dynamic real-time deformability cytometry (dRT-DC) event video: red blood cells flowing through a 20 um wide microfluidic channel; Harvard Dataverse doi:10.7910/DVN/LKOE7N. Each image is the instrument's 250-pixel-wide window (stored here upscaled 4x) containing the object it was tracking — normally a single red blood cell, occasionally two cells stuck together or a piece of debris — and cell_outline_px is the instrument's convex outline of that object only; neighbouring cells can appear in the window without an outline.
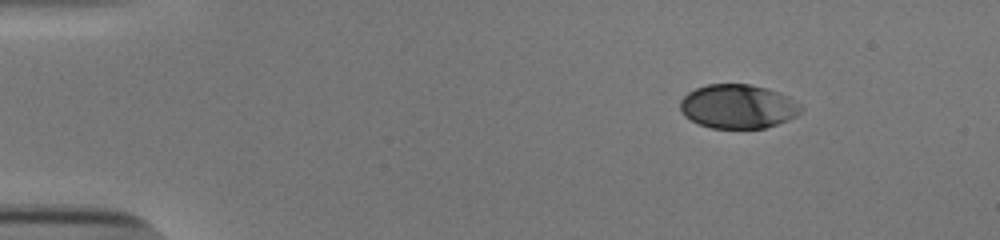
{"species": "human", "species_latin": "Homo sapiens", "temperature_condition": "cold", "stored_images_in_passage": 47, "camera_frame_rate_fps": 3000, "um_per_image_px": 0.085, "donor": {"sex": "male"}, "frame": {"image": 1, "passage_image": 1, "time_ms": 0.0, "image_size_px": [1000, 240], "cell_outline_px": [[804, 108], [796, 116], [788, 120], [764, 128], [712, 128], [700, 124], [684, 116], [680, 108], [680, 100], [688, 92], [696, 88], [708, 84], [748, 84], [768, 88], [788, 96], [800, 104]], "centroid_in_image_um": [62.73, 9.04], "position_along_channel_um": 22.3, "area_um2": 30.98}}
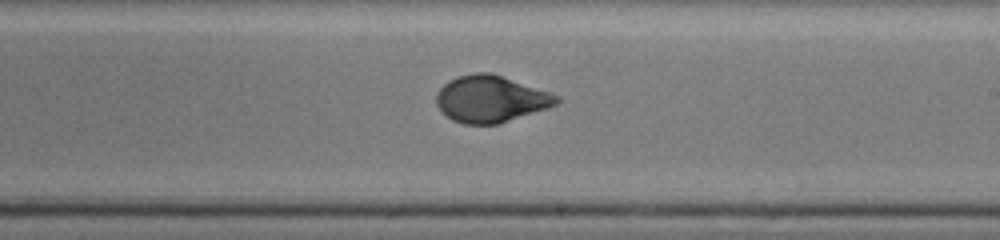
{"frame": {"image": 2, "passage_image": 26, "time_ms": 8.333, "image_size_px": [1000, 240], "cell_outline_px": [[560, 100], [556, 104], [548, 108], [500, 124], [464, 124], [452, 120], [436, 104], [436, 92], [448, 80], [456, 76], [476, 72], [492, 72], [560, 96]], "centroid_in_image_um": [41.71, 8.4], "position_along_channel_um": 247.3, "area_um2": 32.83}}
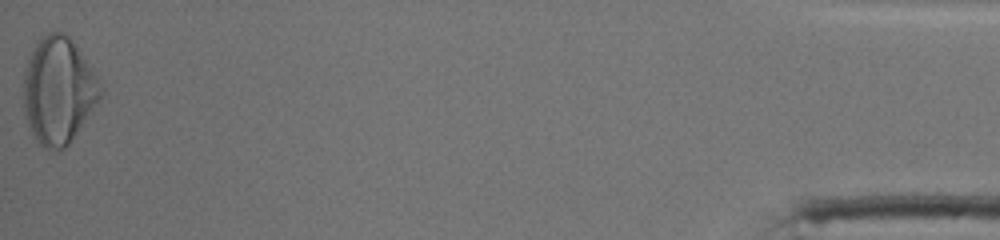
{"frame": {"image": 3, "passage_image": 47, "time_ms": 15.333, "image_size_px": [1000, 240], "cell_outline_px": [[104, 96], [68, 144], [64, 148], [48, 152], [32, 136], [24, 112], [24, 68], [40, 36], [48, 32], [64, 32], [72, 40], [92, 68], [104, 88]], "centroid_in_image_um": [4.99, 7.71], "position_along_channel_um": 430.2, "area_um2": 48.26}, "authors_computed_cell_mechanics": {"area_um2": 32.5992, "velocity_mm_per_s": 3.8848, "shape_relaxation_time_tau1_ms": 4.9454, "shape_relaxation_time_tau2_ms": null, "deformation_change_tau1": 0.179, "deformation_change_tau2": null}}